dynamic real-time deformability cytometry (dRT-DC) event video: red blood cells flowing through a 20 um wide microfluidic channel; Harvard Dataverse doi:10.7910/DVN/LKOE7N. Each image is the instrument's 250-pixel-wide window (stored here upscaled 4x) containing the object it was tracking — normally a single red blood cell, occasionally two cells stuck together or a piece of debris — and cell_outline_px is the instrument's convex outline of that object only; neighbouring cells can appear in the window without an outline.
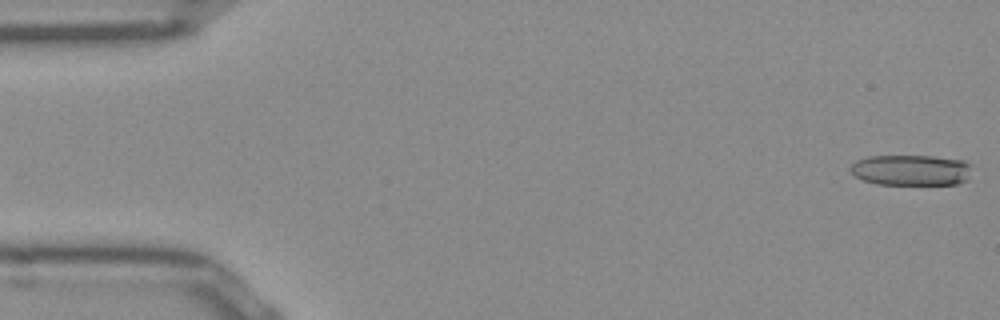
{"species": "Egyptian fruit bat (a non-hibernating species)", "species_latin": "Rousettus aegyptiacus", "temperature_condition": "room temperature", "stored_images_in_passage": 51, "camera_frame_rate_fps": 3000, "um_per_image_px": 0.085, "frame": {"image": 1, "passage_image": 1, "time_ms": 0.0, "image_size_px": [1000, 320], "cell_outline_px": [[972, 164], [968, 180], [956, 184], [876, 184], [864, 180], [856, 176], [848, 168], [856, 160], [868, 156], [932, 156], [964, 160]], "centroid_in_image_um": [77.47, 14.45], "position_along_channel_um": 7.5, "area_um2": 21.91}}
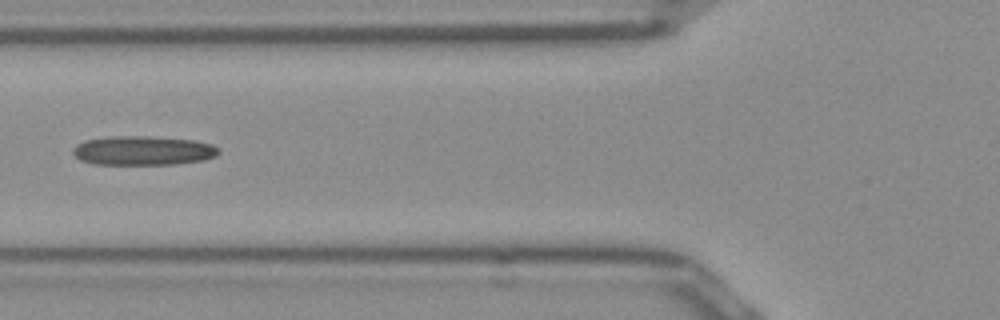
{"frame": {"image": 2, "passage_image": 19, "time_ms": 6.0, "image_size_px": [1000, 320], "cell_outline_px": [[220, 152], [216, 156], [204, 160], [176, 164], [92, 164], [80, 160], [72, 152], [72, 148], [76, 144], [84, 140], [112, 136], [148, 136], [192, 140], [212, 144]], "centroid_in_image_um": [12.12, 12.8], "position_along_channel_um": 113.7, "area_um2": 24.85}}
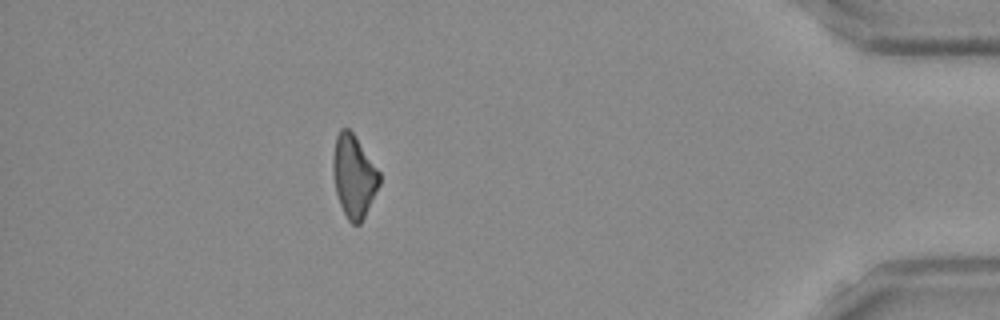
{"frame": {"image": 3, "passage_image": 45, "time_ms": 14.667, "image_size_px": [1000, 320], "cell_outline_px": [[380, 184], [360, 224], [352, 224], [348, 220], [340, 204], [336, 192], [332, 168], [332, 156], [336, 136], [340, 128], [348, 128], [352, 132], [380, 172]], "centroid_in_image_um": [30.06, 14.96], "position_along_channel_um": 405.1, "area_um2": 22.08}}